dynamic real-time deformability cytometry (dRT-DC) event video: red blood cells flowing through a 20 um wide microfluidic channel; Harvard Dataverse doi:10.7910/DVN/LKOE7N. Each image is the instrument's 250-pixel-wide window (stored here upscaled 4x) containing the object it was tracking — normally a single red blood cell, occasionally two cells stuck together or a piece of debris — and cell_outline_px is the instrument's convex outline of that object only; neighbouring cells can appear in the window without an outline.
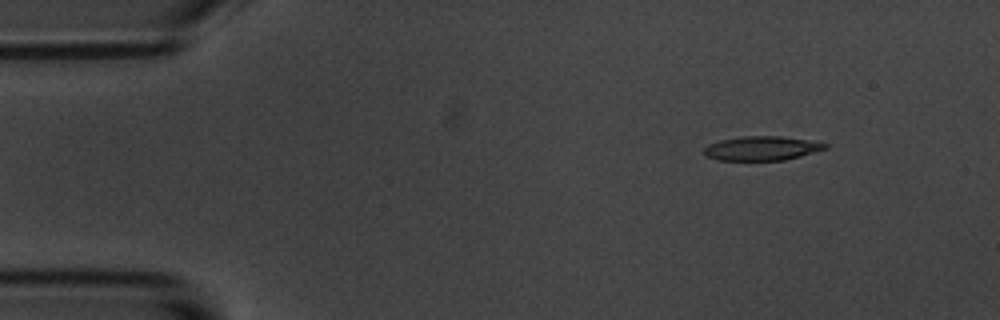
{"species": "common noctule bat (a hibernating species)", "species_latin": "Nyctalus noctula", "temperature_condition": "room temperature", "stored_images_in_passage": 4, "camera_frame_rate_fps": 3000, "um_per_image_px": 0.085, "animal": {"sex": "male", "body_mass_g": 20.1, "forearm_length_mm": 53.5}, "frame": {"image": 1, "passage_image": 1, "time_ms": 0.0, "image_size_px": [1000, 320], "cell_outline_px": [[828, 148], [800, 156], [784, 160], [716, 160], [704, 156], [704, 148], [708, 144], [720, 140], [744, 136], [780, 136], [808, 140], [828, 144]], "centroid_in_image_um": [64.71, 12.61], "position_along_channel_um": 20.3, "area_um2": 17.05}}